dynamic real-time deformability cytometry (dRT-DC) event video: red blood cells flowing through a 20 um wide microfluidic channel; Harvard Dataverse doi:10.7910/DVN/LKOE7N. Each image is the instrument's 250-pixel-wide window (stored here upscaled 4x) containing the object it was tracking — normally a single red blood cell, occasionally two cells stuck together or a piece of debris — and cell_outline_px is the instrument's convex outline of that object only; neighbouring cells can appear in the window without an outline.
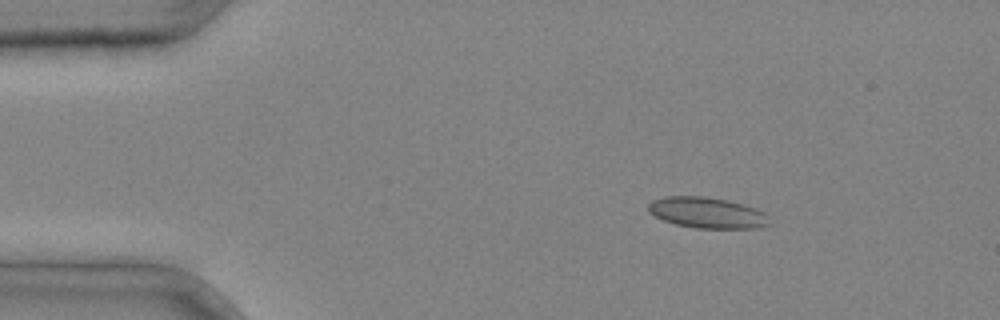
{"species": "common noctule bat (a hibernating species)", "species_latin": "Nyctalus noctula", "temperature_condition": "cold", "stored_images_in_passage": 2, "camera_frame_rate_fps": 3000, "um_per_image_px": 0.085, "animal": {"sex": "male", "body_mass_g": 20.4}, "frame": {"image": 1, "passage_image": 1, "time_ms": 0.0, "image_size_px": [1000, 320], "cell_outline_px": [[772, 224], [760, 228], [696, 228], [676, 224], [664, 220], [648, 212], [648, 204], [652, 200], [664, 196], [704, 196], [728, 200], [756, 208], [764, 212], [768, 216]], "centroid_in_image_um": [60.13, 18.08], "position_along_channel_um": 24.9, "area_um2": 21.96}}